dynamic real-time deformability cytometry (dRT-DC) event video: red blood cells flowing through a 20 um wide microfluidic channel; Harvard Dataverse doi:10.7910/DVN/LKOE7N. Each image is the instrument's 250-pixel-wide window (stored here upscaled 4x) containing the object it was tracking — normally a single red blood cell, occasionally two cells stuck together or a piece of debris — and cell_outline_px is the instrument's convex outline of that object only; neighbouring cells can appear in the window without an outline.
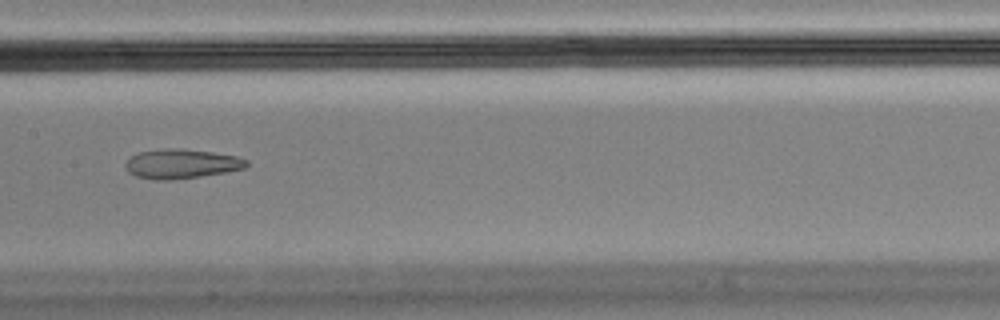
{"species": "Egyptian fruit bat (a non-hibernating species)", "species_latin": "Rousettus aegyptiacus", "temperature_condition": "cold", "stored_images_in_passage": 14, "camera_frame_rate_fps": 3000, "um_per_image_px": 0.085, "animal": {"sex": "male"}, "frame": {"image": 1, "passage_image": 7, "time_ms": 2.0, "image_size_px": [1000, 320], "cell_outline_px": [[248, 164], [244, 168], [224, 172], [200, 176], [168, 180], [156, 180], [136, 176], [128, 172], [124, 164], [132, 156], [140, 152], [164, 148], [180, 148], [212, 152], [236, 156], [248, 160]], "centroid_in_image_um": [15.41, 13.92], "position_along_channel_um": 192.0, "area_um2": 20.58}}